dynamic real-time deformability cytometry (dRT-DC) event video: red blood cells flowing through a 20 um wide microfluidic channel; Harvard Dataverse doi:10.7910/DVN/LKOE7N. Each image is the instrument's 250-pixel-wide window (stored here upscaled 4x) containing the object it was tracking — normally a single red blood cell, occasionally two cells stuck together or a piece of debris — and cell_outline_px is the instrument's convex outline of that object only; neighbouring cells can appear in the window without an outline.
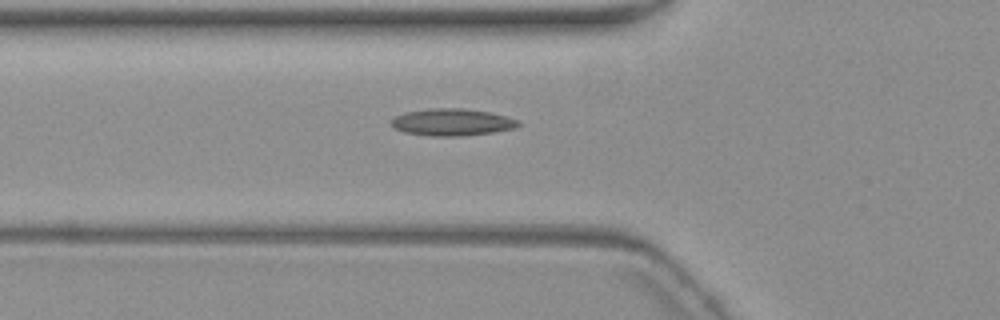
{"species": "common noctule bat (a hibernating species)", "species_latin": "Nyctalus noctula", "temperature_condition": "warm", "stored_images_in_passage": 5, "segment_of_instrument_passage": [2, 2], "camera_frame_rate_fps": 3000, "um_per_image_px": 0.085, "animal": {"sex": "female", "body_mass_g": 19.3, "forearm_length_mm": 54.1}, "frame": {"image": 1, "passage_image": 5, "time_ms": 6.0, "image_size_px": [1000, 320], "cell_outline_px": [[520, 124], [516, 128], [492, 132], [460, 136], [432, 136], [404, 132], [392, 128], [392, 120], [396, 116], [404, 112], [428, 108], [464, 108], [488, 112], [520, 120]], "centroid_in_image_um": [38.41, 10.38], "position_along_channel_um": 87.4, "area_um2": 20.0}}